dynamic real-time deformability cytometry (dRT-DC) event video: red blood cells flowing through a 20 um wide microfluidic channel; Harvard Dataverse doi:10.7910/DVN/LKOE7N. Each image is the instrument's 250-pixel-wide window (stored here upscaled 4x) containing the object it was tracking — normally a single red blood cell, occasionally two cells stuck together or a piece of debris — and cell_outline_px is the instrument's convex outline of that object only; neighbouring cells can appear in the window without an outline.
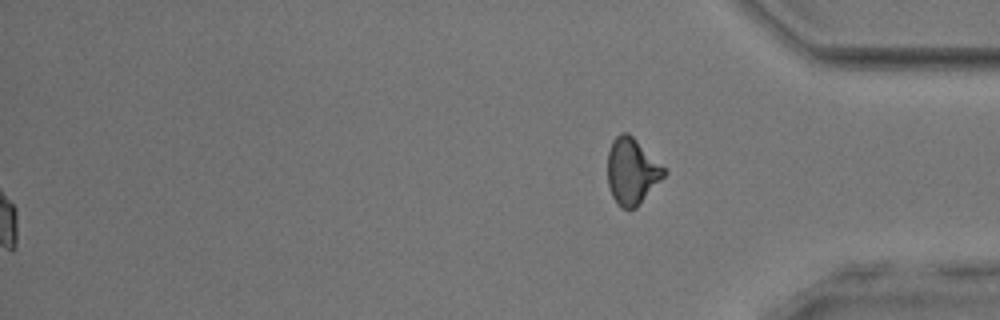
{"species": "common noctule bat (a hibernating species)", "species_latin": "Nyctalus noctula", "temperature_condition": "room temperature", "stored_images_in_passage": 55, "segment_of_instrument_passage": [2, 2], "camera_frame_rate_fps": 3000, "um_per_image_px": 0.085, "animal": {"sex": "male", "body_mass_g": 17.9, "forearm_length_mm": 54.2}, "frame": {"image": 1, "passage_image": 55, "time_ms": 18.0, "image_size_px": [1000, 320], "cell_outline_px": [[668, 172], [640, 204], [636, 208], [628, 212], [620, 208], [616, 204], [612, 196], [608, 184], [608, 152], [612, 140], [620, 132], [628, 132]], "centroid_in_image_um": [53.68, 14.61], "position_along_channel_um": 381.5, "area_um2": 21.85}}